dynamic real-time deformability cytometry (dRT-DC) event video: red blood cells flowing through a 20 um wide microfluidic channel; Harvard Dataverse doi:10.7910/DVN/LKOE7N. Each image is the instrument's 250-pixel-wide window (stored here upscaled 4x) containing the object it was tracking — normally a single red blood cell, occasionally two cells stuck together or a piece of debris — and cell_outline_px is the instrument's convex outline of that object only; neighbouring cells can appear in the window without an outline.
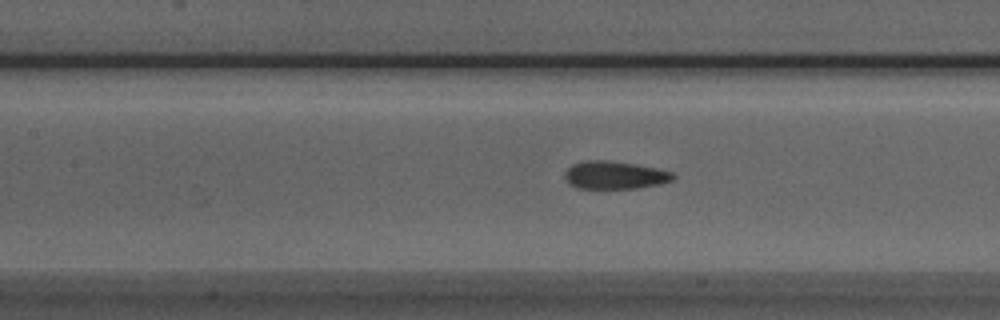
{"species": "Egyptian fruit bat (a non-hibernating species)", "species_latin": "Rousettus aegyptiacus", "temperature_condition": "room temperature", "stored_images_in_passage": 24, "camera_frame_rate_fps": 3000, "um_per_image_px": 0.085, "animal": {"sex": "male"}, "frame": {"image": 1, "passage_image": 5, "time_ms": 1.333, "image_size_px": [1000, 320], "cell_outline_px": [[676, 176], [672, 180], [660, 184], [636, 188], [576, 188], [568, 184], [564, 176], [564, 172], [572, 164], [588, 160], [604, 160], [632, 164], [656, 168], [672, 172]], "centroid_in_image_um": [52.22, 14.89], "position_along_channel_um": 155.2, "area_um2": 17.46}}
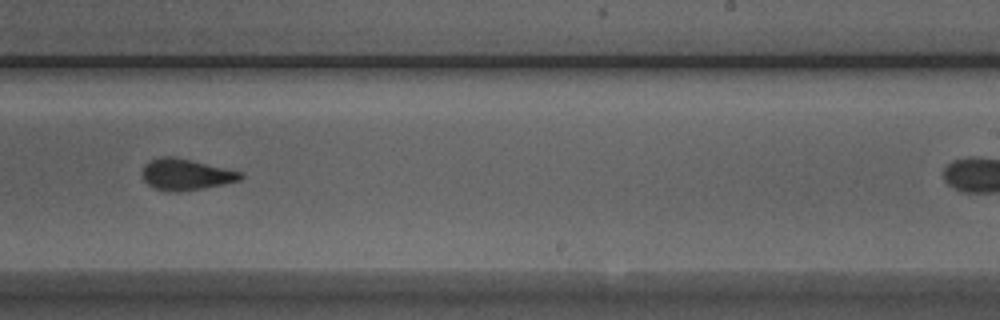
{"frame": {"image": 2, "passage_image": 14, "time_ms": 4.333, "image_size_px": [1000, 320], "cell_outline_px": [[244, 176], [240, 180], [224, 184], [204, 188], [180, 192], [164, 192], [148, 184], [144, 180], [144, 164], [148, 160], [160, 156], [176, 156], [244, 172]], "centroid_in_image_um": [15.83, 14.82], "position_along_channel_um": 273.2, "area_um2": 18.21}}
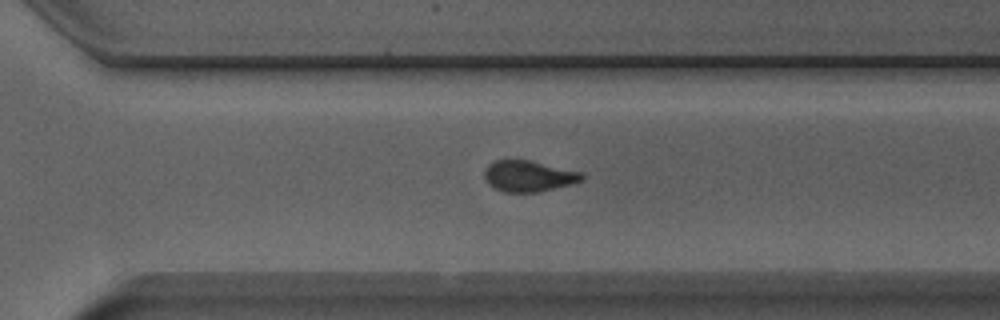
{"frame": {"image": 3, "passage_image": 18, "time_ms": 5.667, "image_size_px": [1000, 320], "cell_outline_px": [[584, 180], [536, 192], [504, 192], [492, 188], [488, 184], [484, 176], [484, 168], [488, 164], [496, 160], [532, 160], [580, 172], [584, 176]], "centroid_in_image_um": [44.87, 14.96], "position_along_channel_um": 325.7, "area_um2": 17.57}}